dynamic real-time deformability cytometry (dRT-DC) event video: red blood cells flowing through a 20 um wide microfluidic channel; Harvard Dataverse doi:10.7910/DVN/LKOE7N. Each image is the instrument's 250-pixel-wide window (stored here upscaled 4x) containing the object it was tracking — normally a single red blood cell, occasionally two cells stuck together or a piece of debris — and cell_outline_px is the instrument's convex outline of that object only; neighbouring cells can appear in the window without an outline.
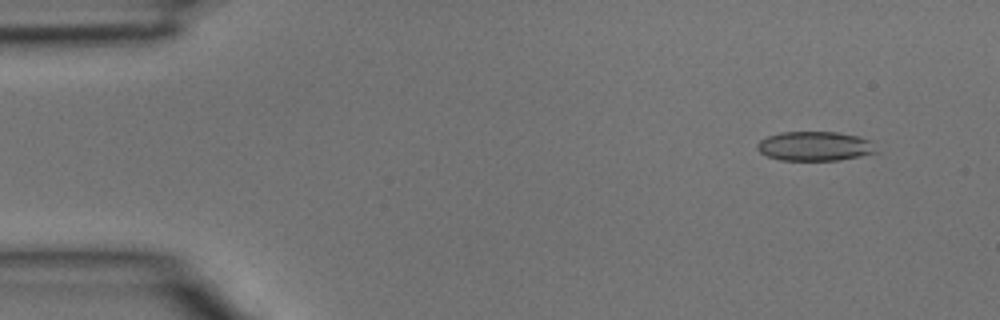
{"species": "common noctule bat (a hibernating species)", "species_latin": "Nyctalus noctula", "temperature_condition": "room temperature", "stored_images_in_passage": 4, "camera_frame_rate_fps": 3000, "um_per_image_px": 0.085, "animal": {"sex": "male", "body_mass_g": 15.6}, "frame": {"image": 1, "passage_image": 1, "time_ms": 0.0, "image_size_px": [1000, 320], "cell_outline_px": [[876, 152], [860, 156], [836, 160], [780, 160], [768, 156], [760, 152], [756, 148], [756, 144], [760, 140], [768, 136], [780, 132], [836, 132], [856, 136], [872, 140]], "centroid_in_image_um": [69.23, 12.42], "position_along_channel_um": 15.8, "area_um2": 20.23}}
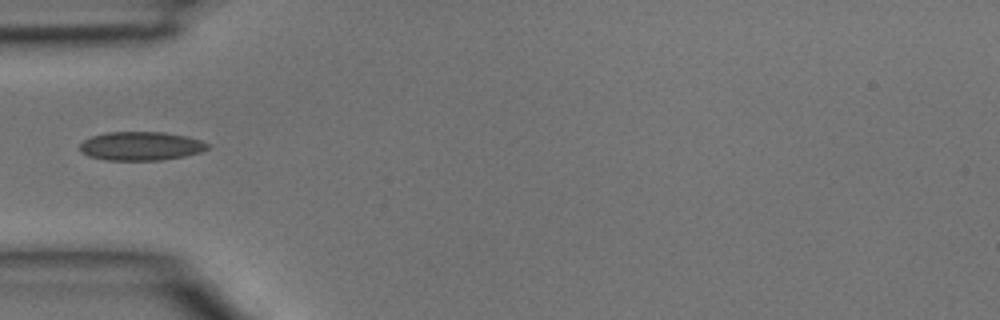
{"frame": {"image": 2, "passage_image": 4, "time_ms": 1.0, "image_size_px": [1000, 320], "cell_outline_px": [[208, 148], [200, 152], [184, 156], [160, 160], [108, 160], [88, 156], [80, 152], [80, 144], [84, 140], [92, 136], [108, 132], [164, 132], [188, 136], [200, 140], [208, 144]], "centroid_in_image_um": [11.96, 12.41], "position_along_channel_um": 73.0, "area_um2": 21.33}}